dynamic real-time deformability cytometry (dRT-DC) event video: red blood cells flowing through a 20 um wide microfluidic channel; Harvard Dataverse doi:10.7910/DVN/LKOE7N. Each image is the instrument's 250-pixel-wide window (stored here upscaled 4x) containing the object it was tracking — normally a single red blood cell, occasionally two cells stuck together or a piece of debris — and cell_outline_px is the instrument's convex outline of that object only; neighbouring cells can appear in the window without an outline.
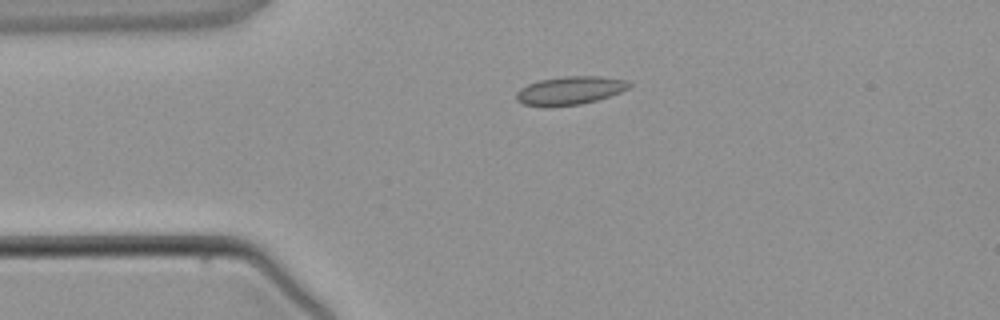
{"species": "common noctule bat (a hibernating species)", "species_latin": "Nyctalus noctula", "temperature_condition": "warm", "stored_images_in_passage": 5, "camera_frame_rate_fps": 3000, "um_per_image_px": 0.085, "animal": {"sex": "male", "body_mass_g": 21.5, "forearm_length_mm": 52.0}, "frame": {"image": 1, "passage_image": 3, "time_ms": 2.333, "image_size_px": [1000, 320], "cell_outline_px": [[632, 84], [628, 88], [620, 92], [596, 100], [580, 104], [544, 108], [524, 104], [516, 100], [516, 92], [520, 88], [528, 84], [540, 80], [568, 76], [600, 76], [628, 80]], "centroid_in_image_um": [48.42, 7.71], "position_along_channel_um": 36.6, "area_um2": 18.73}}
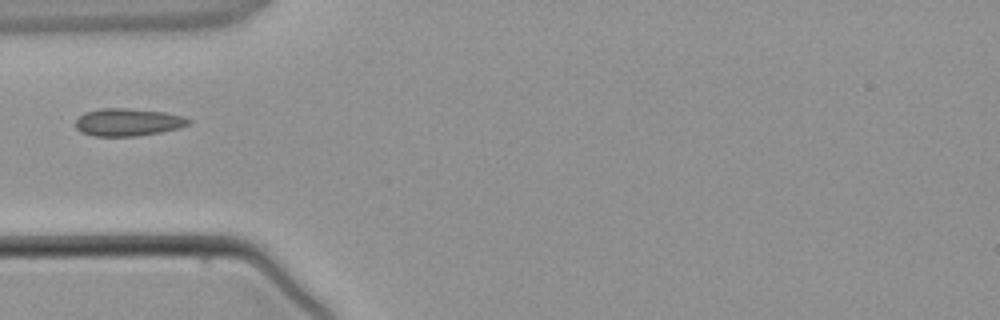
{"frame": {"image": 2, "passage_image": 4, "time_ms": 3.667, "image_size_px": [1000, 320], "cell_outline_px": [[192, 120], [188, 124], [180, 128], [160, 132], [136, 136], [92, 136], [80, 132], [76, 128], [76, 120], [84, 112], [100, 108], [128, 108], [164, 112], [184, 116]], "centroid_in_image_um": [10.87, 10.38], "position_along_channel_um": 74.1, "area_um2": 18.26}}
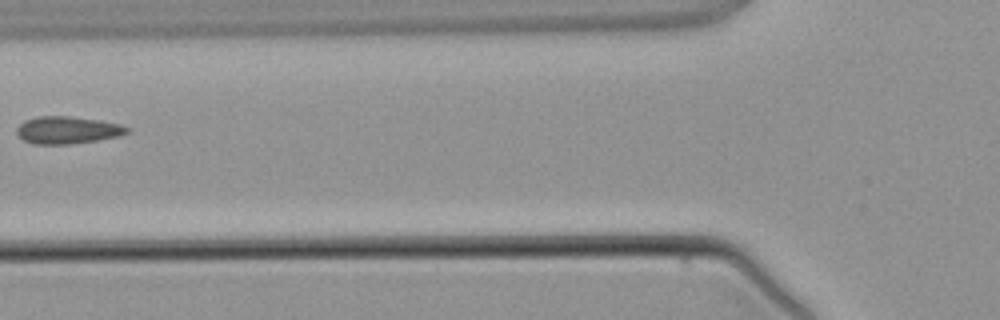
{"frame": {"image": 3, "passage_image": 5, "time_ms": 4.667, "image_size_px": [1000, 320], "cell_outline_px": [[132, 132], [120, 136], [72, 144], [32, 144], [24, 140], [16, 132], [16, 128], [24, 120], [40, 116], [68, 116], [100, 120], [120, 124], [132, 128]], "centroid_in_image_um": [5.79, 11.05], "position_along_channel_um": 120.0, "area_um2": 17.74}}